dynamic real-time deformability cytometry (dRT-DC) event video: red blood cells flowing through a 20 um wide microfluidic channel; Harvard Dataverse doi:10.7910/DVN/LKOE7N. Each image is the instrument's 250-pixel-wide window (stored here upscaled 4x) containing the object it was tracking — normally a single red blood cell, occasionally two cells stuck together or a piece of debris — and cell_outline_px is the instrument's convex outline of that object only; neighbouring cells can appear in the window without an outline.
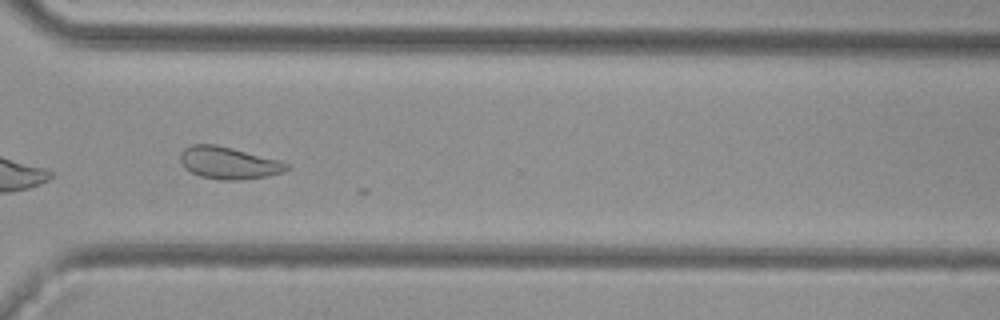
{"species": "common noctule bat (a hibernating species)", "species_latin": "Nyctalus noctula", "temperature_condition": "cold", "stored_images_in_passage": 25, "camera_frame_rate_fps": 3000, "um_per_image_px": 0.085, "animal": {"sex": "female", "body_mass_g": 29.2, "forearm_length_mm": 56.3}, "frame": {"image": 1, "passage_image": 21, "time_ms": 6.667, "image_size_px": [1000, 320], "cell_outline_px": [[292, 164], [284, 172], [268, 176], [244, 180], [220, 180], [200, 176], [184, 168], [180, 160], [180, 152], [184, 148], [192, 144], [216, 144], [232, 148]], "centroid_in_image_um": [19.42, 13.85], "position_along_channel_um": 351.2, "area_um2": 20.0}}
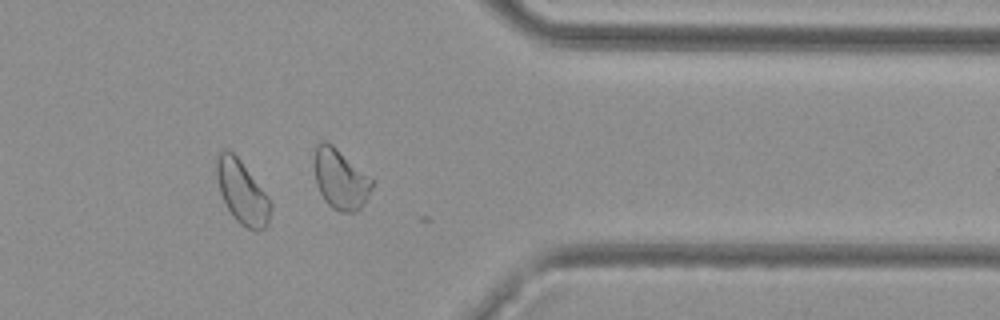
{"frame": {"image": 2, "passage_image": 24, "time_ms": 7.667, "image_size_px": [1000, 320], "cell_outline_px": [[272, 208], [268, 224], [264, 228], [256, 232], [240, 224], [232, 216], [224, 204], [220, 192], [216, 176], [216, 160], [220, 152], [224, 148], [228, 148], [240, 160], [268, 196], [272, 204]], "centroid_in_image_um": [20.57, 16.36], "position_along_channel_um": 390.8, "area_um2": 20.06}}